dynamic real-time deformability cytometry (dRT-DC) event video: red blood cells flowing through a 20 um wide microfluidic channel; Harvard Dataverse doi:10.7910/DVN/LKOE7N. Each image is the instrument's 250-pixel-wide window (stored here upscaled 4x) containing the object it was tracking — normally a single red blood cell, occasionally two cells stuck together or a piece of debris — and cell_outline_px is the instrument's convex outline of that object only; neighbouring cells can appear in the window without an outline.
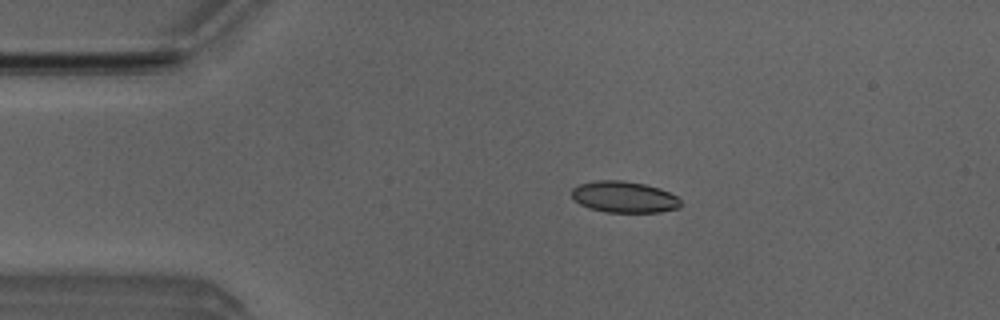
{"species": "Egyptian fruit bat (a non-hibernating species)", "species_latin": "Rousettus aegyptiacus", "temperature_condition": "room temperature", "stored_images_in_passage": 4, "camera_frame_rate_fps": 3000, "um_per_image_px": 0.085, "animal": {"sex": "male"}, "frame": {"image": 1, "passage_image": 3, "time_ms": 2.333, "image_size_px": [1000, 320], "cell_outline_px": [[680, 208], [660, 212], [604, 212], [588, 208], [572, 200], [572, 188], [580, 184], [596, 180], [620, 180], [644, 184], [660, 188], [676, 196], [680, 200]], "centroid_in_image_um": [53.02, 16.75], "position_along_channel_um": 32.0, "area_um2": 20.0}}